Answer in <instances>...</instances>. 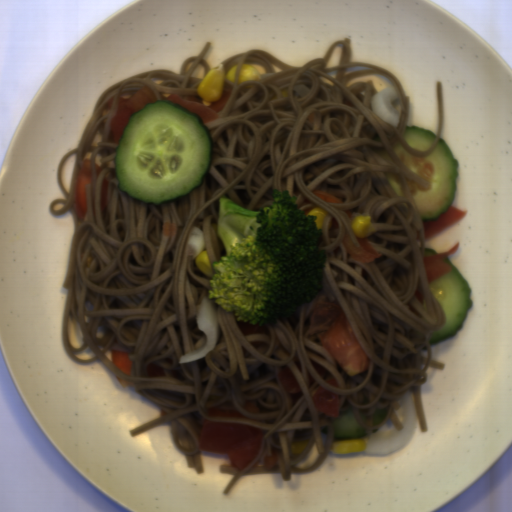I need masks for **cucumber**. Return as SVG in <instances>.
I'll return each instance as SVG.
<instances>
[{"instance_id": "obj_1", "label": "cucumber", "mask_w": 512, "mask_h": 512, "mask_svg": "<svg viewBox=\"0 0 512 512\" xmlns=\"http://www.w3.org/2000/svg\"><path fill=\"white\" fill-rule=\"evenodd\" d=\"M211 131L199 114L156 100L130 115L115 149L118 189L144 204L185 198L201 187L212 162Z\"/></svg>"}, {"instance_id": "obj_2", "label": "cucumber", "mask_w": 512, "mask_h": 512, "mask_svg": "<svg viewBox=\"0 0 512 512\" xmlns=\"http://www.w3.org/2000/svg\"><path fill=\"white\" fill-rule=\"evenodd\" d=\"M404 164L430 183L423 188L406 175L411 196L424 220H435L448 211L460 177L459 160H455L448 144L441 138L428 156L411 154L400 142L393 149Z\"/></svg>"}, {"instance_id": "obj_3", "label": "cucumber", "mask_w": 512, "mask_h": 512, "mask_svg": "<svg viewBox=\"0 0 512 512\" xmlns=\"http://www.w3.org/2000/svg\"><path fill=\"white\" fill-rule=\"evenodd\" d=\"M451 268L446 274L429 284L437 296L447 319L442 330H432L431 346L444 342L464 329V322L474 301L468 280L447 256L443 259Z\"/></svg>"}, {"instance_id": "obj_4", "label": "cucumber", "mask_w": 512, "mask_h": 512, "mask_svg": "<svg viewBox=\"0 0 512 512\" xmlns=\"http://www.w3.org/2000/svg\"><path fill=\"white\" fill-rule=\"evenodd\" d=\"M334 439H354L365 437L366 429L356 420L351 405L347 411H339L338 417H330Z\"/></svg>"}, {"instance_id": "obj_5", "label": "cucumber", "mask_w": 512, "mask_h": 512, "mask_svg": "<svg viewBox=\"0 0 512 512\" xmlns=\"http://www.w3.org/2000/svg\"><path fill=\"white\" fill-rule=\"evenodd\" d=\"M403 137L408 145L423 151L430 150L438 136L432 130L406 125Z\"/></svg>"}]
</instances>
